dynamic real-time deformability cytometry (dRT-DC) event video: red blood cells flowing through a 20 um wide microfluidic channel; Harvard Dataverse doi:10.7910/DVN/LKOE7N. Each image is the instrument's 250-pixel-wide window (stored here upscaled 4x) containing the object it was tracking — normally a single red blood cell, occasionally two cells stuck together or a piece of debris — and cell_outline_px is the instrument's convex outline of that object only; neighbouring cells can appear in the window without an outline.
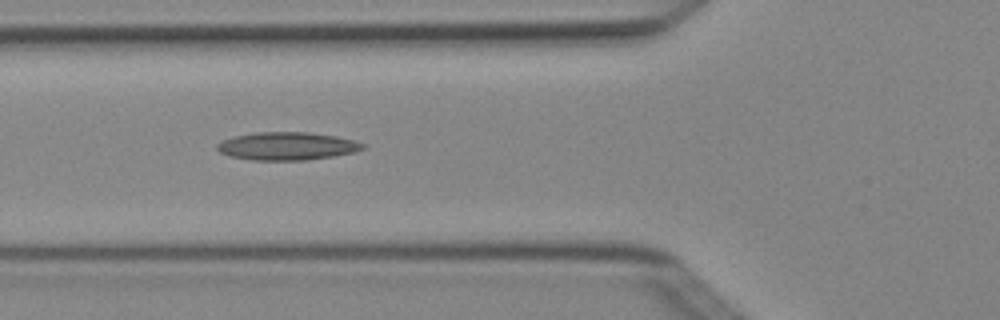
{"species": "Egyptian fruit bat (a non-hibernating species)", "species_latin": "Rousettus aegyptiacus", "temperature_condition": "cold", "stored_images_in_passage": 7, "camera_frame_rate_fps": 3000, "um_per_image_px": 0.085, "animal": {"sex": "female"}, "frame": {"image": 1, "passage_image": 4, "time_ms": 1.0, "image_size_px": [1000, 320], "cell_outline_px": [[364, 148], [356, 152], [308, 160], [252, 160], [228, 156], [220, 152], [216, 148], [216, 144], [224, 140], [236, 136], [256, 132], [308, 132], [336, 136], [352, 140], [364, 144]], "centroid_in_image_um": [24.38, 12.42], "position_along_channel_um": 101.4, "area_um2": 23.64}}
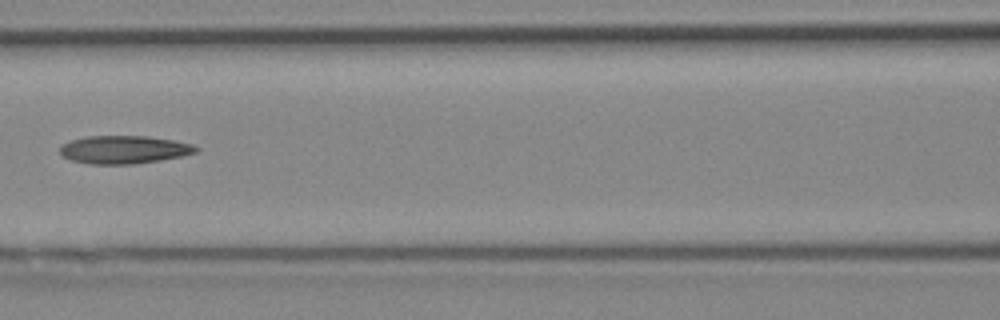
{"frame": {"image": 2, "passage_image": 5, "time_ms": 1.333, "image_size_px": [1000, 320], "cell_outline_px": [[200, 148], [196, 152], [184, 156], [160, 160], [132, 164], [88, 164], [68, 160], [60, 152], [60, 148], [64, 144], [72, 140], [88, 136], [148, 136], [172, 140], [192, 144]], "centroid_in_image_um": [10.56, 12.72], "position_along_channel_um": 156.0, "area_um2": 22.2}}
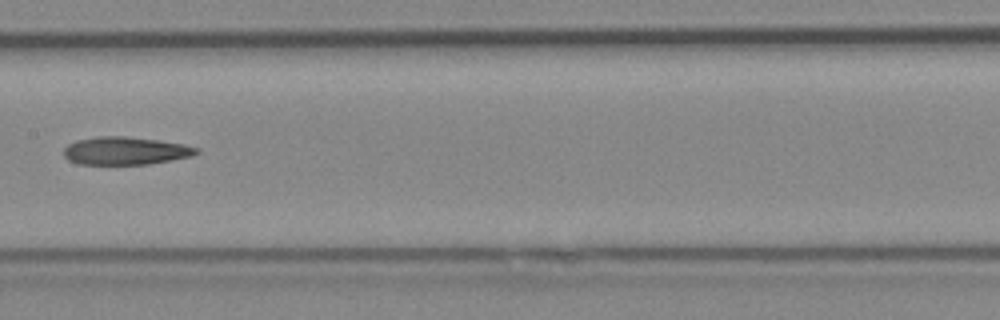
{"frame": {"image": 3, "passage_image": 6, "time_ms": 1.667, "image_size_px": [1000, 320], "cell_outline_px": [[200, 152], [192, 156], [148, 164], [80, 164], [68, 160], [64, 156], [64, 148], [68, 144], [76, 140], [96, 136], [124, 136], [160, 140], [184, 144], [200, 148]], "centroid_in_image_um": [10.67, 12.81], "position_along_channel_um": 196.7, "area_um2": 21.68}}